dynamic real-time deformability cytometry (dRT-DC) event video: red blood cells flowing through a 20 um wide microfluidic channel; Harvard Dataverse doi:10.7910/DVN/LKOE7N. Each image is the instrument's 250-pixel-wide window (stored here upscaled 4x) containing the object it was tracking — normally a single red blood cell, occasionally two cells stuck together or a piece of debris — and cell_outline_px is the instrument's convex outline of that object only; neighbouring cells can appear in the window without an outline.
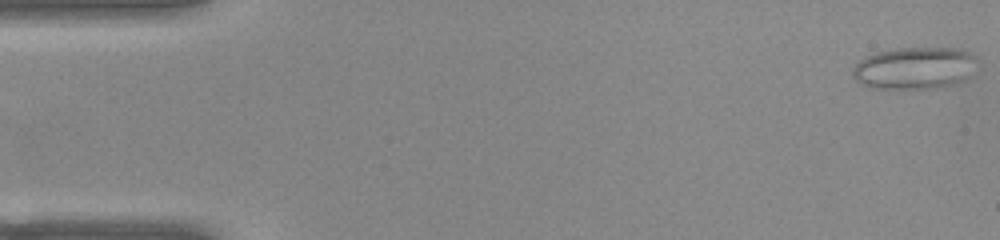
{"species": "common noctule bat (a hibernating species)", "species_latin": "Nyctalus noctula", "temperature_condition": "warm", "stored_images_in_passage": 7, "camera_frame_rate_fps": 3000, "um_per_image_px": 0.085, "animal": {"sex": "female", "body_mass_g": 22.0, "forearm_length_mm": 56.7}, "frame": {"image": 1, "passage_image": 1, "time_ms": 0.0, "image_size_px": [1000, 240], "cell_outline_px": [[980, 60], [972, 76], [960, 84], [936, 88], [872, 88], [860, 84], [852, 76], [852, 68], [860, 60], [876, 52], [896, 48], [960, 48], [976, 56]], "centroid_in_image_um": [77.82, 5.79], "position_along_channel_um": 7.2, "area_um2": 31.27}}